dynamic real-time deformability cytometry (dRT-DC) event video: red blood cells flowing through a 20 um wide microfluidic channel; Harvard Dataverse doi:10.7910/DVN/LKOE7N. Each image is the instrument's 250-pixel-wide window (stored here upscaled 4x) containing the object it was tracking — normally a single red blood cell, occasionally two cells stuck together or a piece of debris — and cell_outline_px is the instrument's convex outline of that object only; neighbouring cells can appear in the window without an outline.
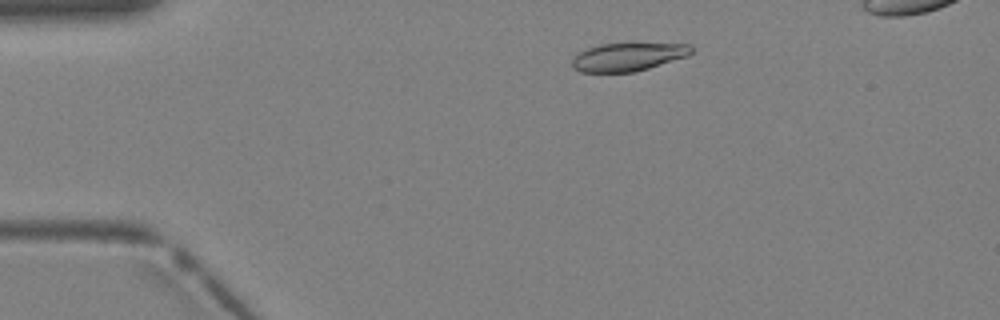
{"species": "Egyptian fruit bat (a non-hibernating species)", "species_latin": "Rousettus aegyptiacus", "temperature_condition": "warm", "stored_images_in_passage": 4, "camera_frame_rate_fps": 3000, "um_per_image_px": 0.085, "animal": {"sex": "female"}, "frame": {"image": 1, "passage_image": 2, "time_ms": 0.333, "image_size_px": [1000, 320], "cell_outline_px": [[692, 52], [688, 56], [648, 68], [632, 72], [580, 72], [572, 68], [572, 60], [580, 52], [588, 48], [600, 44], [632, 40], [692, 44]], "centroid_in_image_um": [53.45, 4.76], "position_along_channel_um": 31.6, "area_um2": 20.63}}